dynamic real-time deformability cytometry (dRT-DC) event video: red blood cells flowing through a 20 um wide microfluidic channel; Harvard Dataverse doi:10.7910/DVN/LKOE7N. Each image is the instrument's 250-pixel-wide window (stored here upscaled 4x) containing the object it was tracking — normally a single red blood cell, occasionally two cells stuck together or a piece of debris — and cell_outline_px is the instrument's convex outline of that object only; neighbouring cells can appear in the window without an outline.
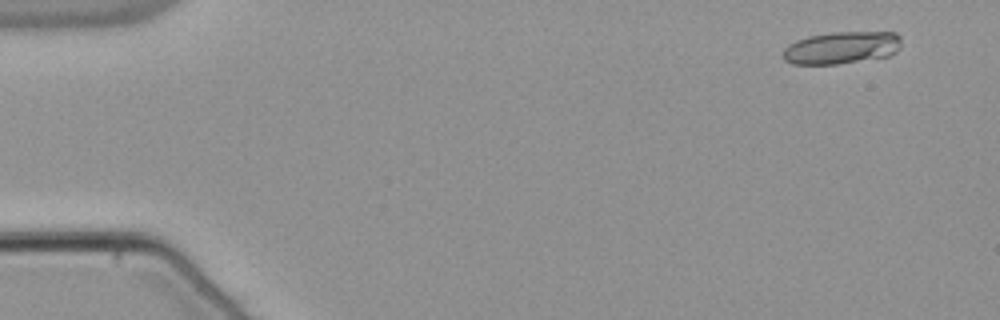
{"species": "common noctule bat (a hibernating species)", "species_latin": "Nyctalus noctula", "temperature_condition": "warm", "stored_images_in_passage": 19, "camera_frame_rate_fps": 3000, "um_per_image_px": 0.085, "animal": {"sex": "male", "body_mass_g": 21.5, "forearm_length_mm": 52.0}, "frame": {"image": 1, "passage_image": 4, "time_ms": 1.0, "image_size_px": [1000, 320], "cell_outline_px": [[900, 48], [896, 52], [888, 56], [836, 64], [792, 64], [784, 60], [784, 48], [788, 44], [796, 40], [808, 36], [832, 32], [896, 32], [900, 36]], "centroid_in_image_um": [71.53, 4.05], "position_along_channel_um": 13.5, "area_um2": 22.31}}
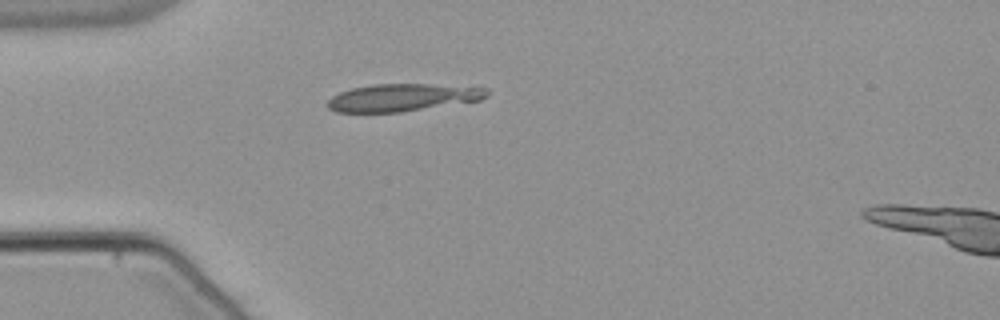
{"frame": {"image": 2, "passage_image": 16, "time_ms": 5.0, "image_size_px": [1000, 320], "cell_outline_px": [[488, 96], [480, 100], [400, 112], [336, 112], [328, 108], [324, 104], [332, 96], [340, 92], [352, 88], [372, 84], [428, 84], [488, 88]], "centroid_in_image_um": [34.17, 8.29], "position_along_channel_um": 50.8, "area_um2": 25.43}}